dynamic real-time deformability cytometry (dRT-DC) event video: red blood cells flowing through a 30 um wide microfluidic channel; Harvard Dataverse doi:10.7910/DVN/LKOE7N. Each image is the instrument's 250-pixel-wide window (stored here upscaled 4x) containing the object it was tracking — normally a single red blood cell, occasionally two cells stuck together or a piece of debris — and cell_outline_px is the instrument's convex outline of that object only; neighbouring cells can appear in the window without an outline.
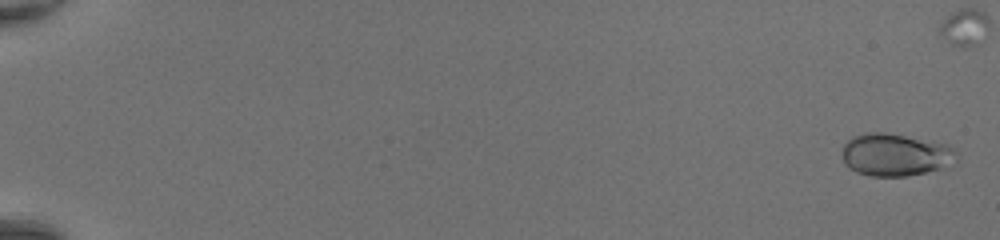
{"species": "common noctule bat (a hibernating species)", "species_latin": "Nyctalus noctula", "temperature_condition": "room temperature", "stored_images_in_passage": 46, "camera_frame_rate_fps": 3000, "um_per_image_px": 0.085, "animal": {"sex": "female", "body_mass_g": 20.0, "forearm_length_mm": 54.0}, "frame": {"image": 1, "passage_image": 2, "time_ms": 0.333, "image_size_px": [1000, 240], "cell_outline_px": [[956, 160], [940, 168], [908, 176], [872, 176], [856, 172], [848, 168], [844, 164], [844, 144], [852, 136], [864, 132], [884, 132], [944, 144], [952, 148], [956, 152]], "centroid_in_image_um": [76.04, 13.16], "position_along_channel_um": 9.0, "area_um2": 27.86}}
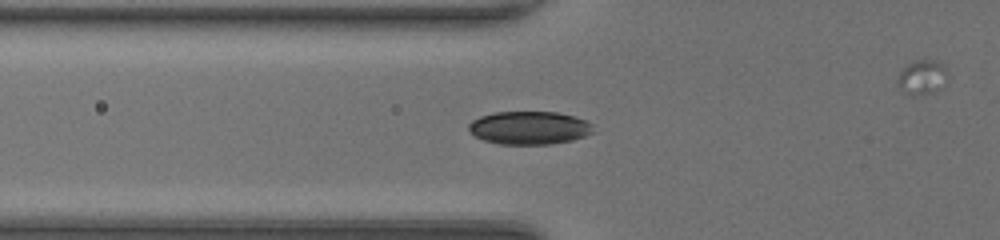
{"frame": {"image": 2, "passage_image": 21, "time_ms": 6.667, "image_size_px": [1000, 240], "cell_outline_px": [[596, 132], [572, 140], [548, 144], [500, 144], [484, 140], [476, 136], [468, 128], [468, 124], [472, 120], [480, 116], [496, 112], [556, 112], [576, 116], [592, 124]], "centroid_in_image_um": [45.02, 10.86], "position_along_channel_um": 80.8, "area_um2": 24.04}}
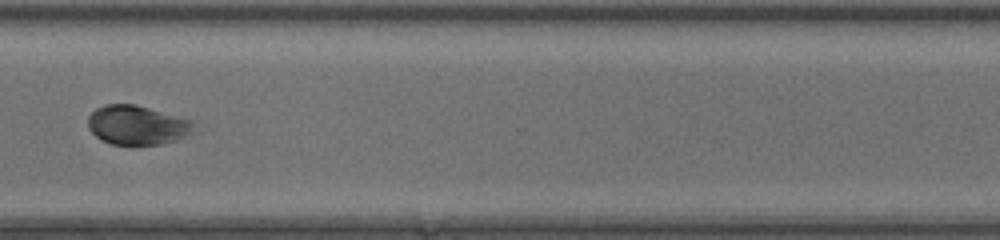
{"frame": {"image": 3, "passage_image": 40, "time_ms": 13.0, "image_size_px": [1000, 240], "cell_outline_px": [[200, 132], [176, 140], [160, 144], [112, 144], [96, 136], [88, 128], [88, 116], [96, 108], [104, 104], [136, 104], [192, 120]], "centroid_in_image_um": [11.73, 10.62], "position_along_channel_um": 358.9, "area_um2": 24.51}}